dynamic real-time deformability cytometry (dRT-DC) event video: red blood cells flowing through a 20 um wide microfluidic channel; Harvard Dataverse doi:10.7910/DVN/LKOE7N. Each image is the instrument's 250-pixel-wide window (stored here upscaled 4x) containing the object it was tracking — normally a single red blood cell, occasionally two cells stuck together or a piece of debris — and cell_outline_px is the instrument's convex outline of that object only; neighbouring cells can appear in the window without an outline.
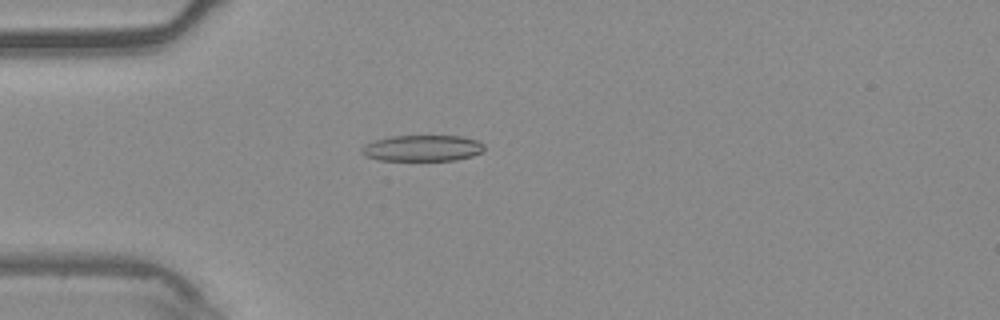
{"species": "common noctule bat (a hibernating species)", "species_latin": "Nyctalus noctula", "temperature_condition": "warm", "stored_images_in_passage": 54, "camera_frame_rate_fps": 3000, "um_per_image_px": 0.085, "animal": {"sex": "male", "body_mass_g": 20.4}, "frame": {"image": 1, "passage_image": 15, "time_ms": 4.667, "image_size_px": [1000, 320], "cell_outline_px": [[484, 148], [480, 152], [472, 156], [456, 160], [380, 160], [364, 156], [360, 152], [360, 148], [364, 144], [376, 140], [392, 136], [464, 136], [480, 140], [484, 144]], "centroid_in_image_um": [35.9, 12.59], "position_along_channel_um": 49.1, "area_um2": 18.79}}
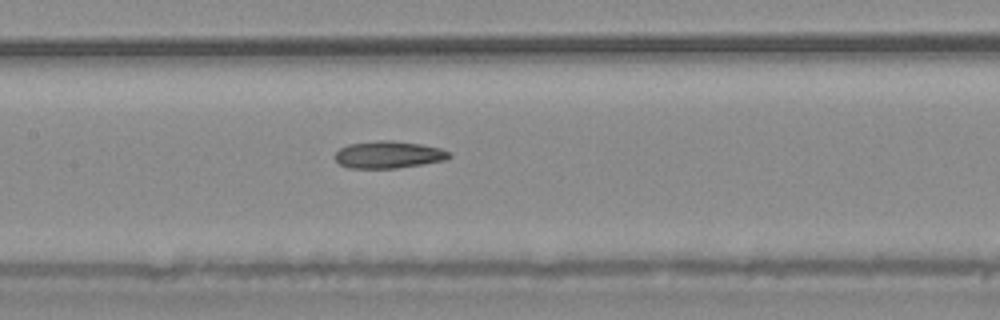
{"frame": {"image": 2, "passage_image": 26, "time_ms": 8.333, "image_size_px": [1000, 320], "cell_outline_px": [[452, 156], [448, 160], [396, 168], [348, 168], [340, 164], [336, 160], [336, 152], [340, 148], [348, 144], [380, 140], [392, 140], [420, 144], [440, 148], [452, 152]], "centroid_in_image_um": [33.07, 13.14], "position_along_channel_um": 174.3, "area_um2": 18.15}}
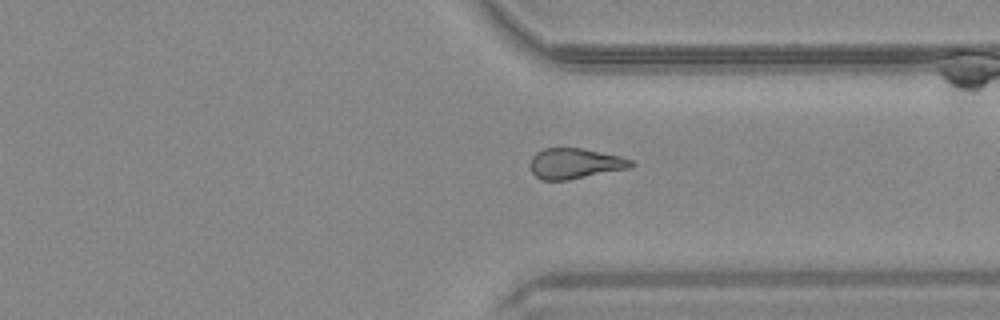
{"frame": {"image": 3, "passage_image": 41, "time_ms": 13.333, "image_size_px": [1000, 320], "cell_outline_px": [[636, 164], [628, 168], [568, 180], [540, 180], [532, 172], [528, 164], [532, 156], [536, 152], [544, 148], [580, 148], [620, 156], [632, 160]], "centroid_in_image_um": [48.83, 13.9], "position_along_channel_um": 362.6, "area_um2": 17.92}, "authors_computed_cell_mechanics": {"area_um2": 18.5538, "velocity_mm_per_s": 3.7739, "shape_relaxation_time_tau1_ms": null, "shape_relaxation_time_tau2_ms": 8.0556, "deformation_change_tau1": null, "deformation_change_tau2": 0.2106}}